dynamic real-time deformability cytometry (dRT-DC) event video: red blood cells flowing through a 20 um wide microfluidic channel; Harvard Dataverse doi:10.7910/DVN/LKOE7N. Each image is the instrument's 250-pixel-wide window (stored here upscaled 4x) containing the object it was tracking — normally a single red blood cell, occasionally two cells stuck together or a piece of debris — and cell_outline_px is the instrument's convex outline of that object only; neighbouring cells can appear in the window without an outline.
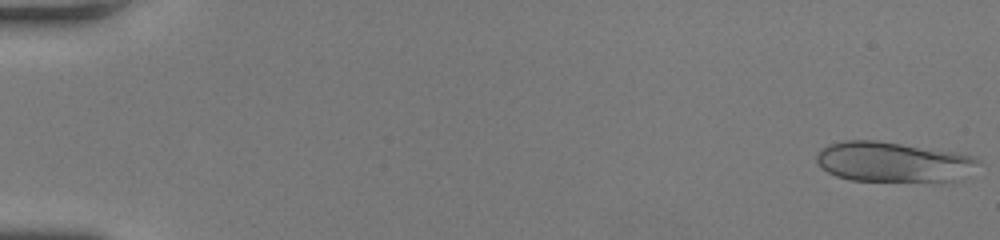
{"species": "human", "species_latin": "Homo sapiens", "temperature_condition": "room temperature", "stored_images_in_passage": 50, "camera_frame_rate_fps": 3000, "um_per_image_px": 0.085, "donor": {"sex": "female"}, "frame": {"image": 1, "passage_image": 1, "time_ms": 0.0, "image_size_px": [1000, 240], "cell_outline_px": [[980, 164], [964, 180], [852, 180], [836, 176], [828, 172], [816, 160], [816, 152], [828, 144], [844, 140], [876, 140], [956, 152], [972, 156], [980, 160]], "centroid_in_image_um": [75.94, 13.74], "position_along_channel_um": 9.1, "area_um2": 37.63}}
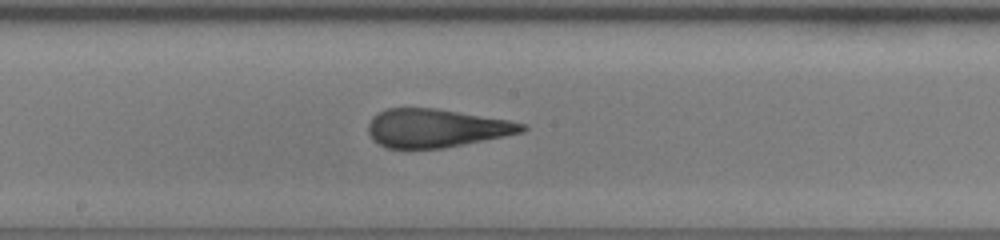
{"frame": {"image": 2, "passage_image": 28, "time_ms": 9.0, "image_size_px": [1000, 240], "cell_outline_px": [[528, 128], [524, 132], [444, 148], [388, 148], [380, 144], [368, 132], [368, 124], [372, 116], [384, 108], [436, 108], [508, 120], [528, 124]], "centroid_in_image_um": [37.09, 10.88], "position_along_channel_um": 211.1, "area_um2": 34.28}}
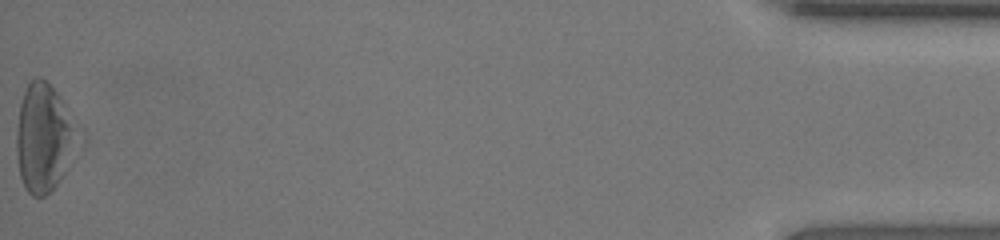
{"frame": {"image": 3, "passage_image": 50, "time_ms": 16.333, "image_size_px": [1000, 240], "cell_outline_px": [[84, 144], [60, 180], [44, 196], [32, 196], [24, 188], [20, 176], [16, 152], [16, 132], [20, 104], [24, 92], [28, 84], [36, 76], [40, 76], [64, 100], [84, 128]], "centroid_in_image_um": [3.87, 11.7], "position_along_channel_um": 431.3, "area_um2": 40.58}, "authors_computed_cell_mechanics": {"area_um2": 35.1424, "velocity_mm_per_s": 4.274, "shape_relaxation_time_tau1_ms": 10.6695, "shape_relaxation_time_tau2_ms": 0.9751, "deformation_change_tau1": 0.2685, "deformation_change_tau2": 0.0763}}